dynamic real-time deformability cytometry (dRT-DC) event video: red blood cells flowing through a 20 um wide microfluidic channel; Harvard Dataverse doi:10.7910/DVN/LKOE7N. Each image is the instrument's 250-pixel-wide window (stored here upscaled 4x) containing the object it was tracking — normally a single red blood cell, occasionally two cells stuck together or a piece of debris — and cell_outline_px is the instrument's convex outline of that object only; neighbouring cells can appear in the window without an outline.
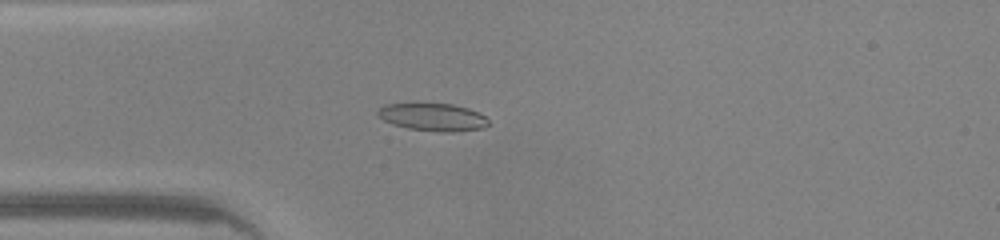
{"species": "common noctule bat (a hibernating species)", "species_latin": "Nyctalus noctula", "temperature_condition": "warm", "stored_images_in_passage": 45, "camera_frame_rate_fps": 3000, "um_per_image_px": 0.085, "animal": {"sex": "male", "body_mass_g": 20.0, "forearm_length_mm": 53.3}, "frame": {"image": 1, "passage_image": 11, "time_ms": 3.333, "image_size_px": [1000, 240], "cell_outline_px": [[488, 124], [484, 128], [456, 132], [440, 132], [408, 128], [392, 124], [384, 120], [376, 112], [376, 108], [384, 104], [452, 104], [468, 108], [484, 116], [488, 120]], "centroid_in_image_um": [36.78, 9.96], "position_along_channel_um": 48.2, "area_um2": 17.74}}
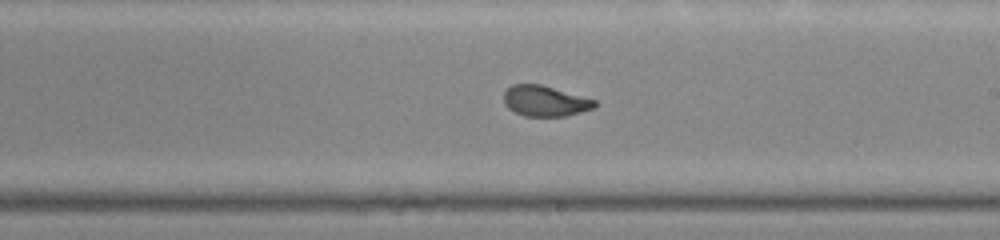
{"frame": {"image": 2, "passage_image": 25, "time_ms": 8.0, "image_size_px": [1000, 240], "cell_outline_px": [[596, 104], [592, 108], [580, 112], [564, 116], [524, 116], [508, 108], [504, 104], [504, 92], [512, 84], [540, 84], [596, 100]], "centroid_in_image_um": [46.29, 8.58], "position_along_channel_um": 242.7, "area_um2": 16.01}}
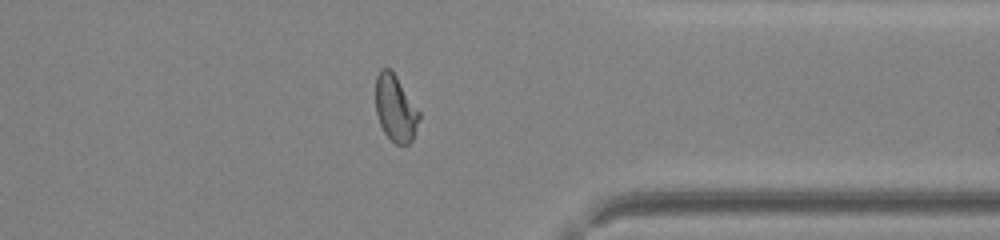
{"frame": {"image": 3, "passage_image": 35, "time_ms": 11.333, "image_size_px": [1000, 240], "cell_outline_px": [[420, 116], [412, 140], [408, 144], [396, 144], [384, 132], [380, 124], [376, 112], [376, 76], [380, 68], [388, 68], [396, 76], [420, 112]], "centroid_in_image_um": [33.6, 9.2], "position_along_channel_um": 377.8, "area_um2": 16.59}, "authors_computed_cell_mechanics": {"area_um2": 17.5712, "velocity_mm_per_s": 4.3564, "shape_relaxation_time_tau1_ms": 4.1771, "shape_relaxation_time_tau2_ms": 0.8281, "deformation_change_tau1": 0.1926, "deformation_change_tau2": 0.0707}}